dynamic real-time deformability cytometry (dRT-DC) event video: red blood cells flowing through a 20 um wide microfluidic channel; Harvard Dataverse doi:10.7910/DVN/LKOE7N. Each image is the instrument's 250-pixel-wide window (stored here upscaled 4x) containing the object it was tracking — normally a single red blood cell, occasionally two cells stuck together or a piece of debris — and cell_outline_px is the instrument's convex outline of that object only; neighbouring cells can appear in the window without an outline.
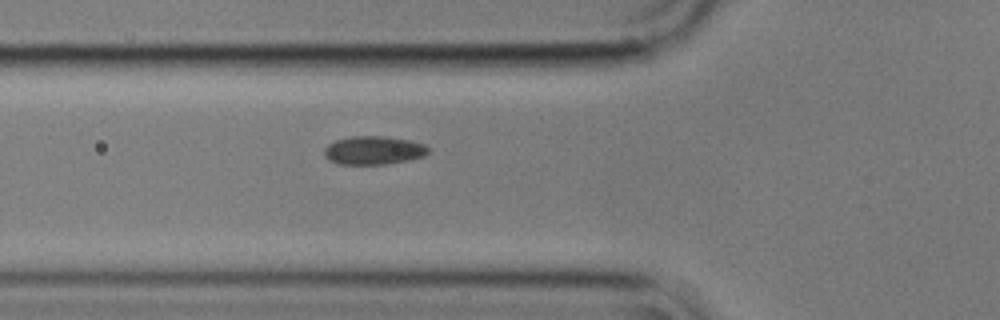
{"species": "common noctule bat (a hibernating species)", "species_latin": "Nyctalus noctula", "temperature_condition": "cold", "stored_images_in_passage": 2, "camera_frame_rate_fps": 3000, "um_per_image_px": 0.085, "animal": {"sex": "male", "body_mass_g": 17.9}, "frame": {"image": 1, "passage_image": 2, "time_ms": 0.333, "image_size_px": [1000, 320], "cell_outline_px": [[428, 152], [424, 156], [408, 160], [384, 164], [336, 164], [328, 160], [324, 156], [324, 148], [328, 144], [336, 140], [352, 136], [384, 136], [408, 140], [424, 144], [428, 148]], "centroid_in_image_um": [31.71, 12.78], "position_along_channel_um": 94.1, "area_um2": 17.22}}